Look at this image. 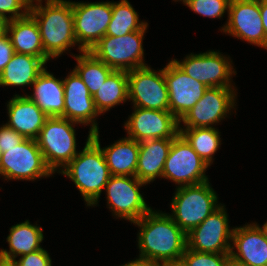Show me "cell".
<instances>
[{"label":"cell","mask_w":267,"mask_h":266,"mask_svg":"<svg viewBox=\"0 0 267 266\" xmlns=\"http://www.w3.org/2000/svg\"><path fill=\"white\" fill-rule=\"evenodd\" d=\"M209 180L196 185L176 188L171 202L172 215L169 216L187 234L200 225L221 205Z\"/></svg>","instance_id":"4"},{"label":"cell","mask_w":267,"mask_h":266,"mask_svg":"<svg viewBox=\"0 0 267 266\" xmlns=\"http://www.w3.org/2000/svg\"><path fill=\"white\" fill-rule=\"evenodd\" d=\"M78 49L90 51L106 35L112 18V2H72Z\"/></svg>","instance_id":"10"},{"label":"cell","mask_w":267,"mask_h":266,"mask_svg":"<svg viewBox=\"0 0 267 266\" xmlns=\"http://www.w3.org/2000/svg\"><path fill=\"white\" fill-rule=\"evenodd\" d=\"M128 75V99L134 107L169 111V94L164 68L152 70L150 66L133 69Z\"/></svg>","instance_id":"9"},{"label":"cell","mask_w":267,"mask_h":266,"mask_svg":"<svg viewBox=\"0 0 267 266\" xmlns=\"http://www.w3.org/2000/svg\"><path fill=\"white\" fill-rule=\"evenodd\" d=\"M0 266H14L11 262H4L0 260Z\"/></svg>","instance_id":"43"},{"label":"cell","mask_w":267,"mask_h":266,"mask_svg":"<svg viewBox=\"0 0 267 266\" xmlns=\"http://www.w3.org/2000/svg\"><path fill=\"white\" fill-rule=\"evenodd\" d=\"M146 183L136 176L111 175L104 189L109 209L116 217L131 223L142 218L152 208L148 207L139 188Z\"/></svg>","instance_id":"11"},{"label":"cell","mask_w":267,"mask_h":266,"mask_svg":"<svg viewBox=\"0 0 267 266\" xmlns=\"http://www.w3.org/2000/svg\"><path fill=\"white\" fill-rule=\"evenodd\" d=\"M26 138L6 125L0 127V149L11 148L21 144Z\"/></svg>","instance_id":"35"},{"label":"cell","mask_w":267,"mask_h":266,"mask_svg":"<svg viewBox=\"0 0 267 266\" xmlns=\"http://www.w3.org/2000/svg\"><path fill=\"white\" fill-rule=\"evenodd\" d=\"M9 121L5 125L27 139H37L49 118L26 95H15L7 104Z\"/></svg>","instance_id":"20"},{"label":"cell","mask_w":267,"mask_h":266,"mask_svg":"<svg viewBox=\"0 0 267 266\" xmlns=\"http://www.w3.org/2000/svg\"><path fill=\"white\" fill-rule=\"evenodd\" d=\"M63 84L65 94L64 118L85 125L91 123L90 132H97L99 128L96 123V116H99V112L96 110L93 97L81 77L73 69L63 80Z\"/></svg>","instance_id":"18"},{"label":"cell","mask_w":267,"mask_h":266,"mask_svg":"<svg viewBox=\"0 0 267 266\" xmlns=\"http://www.w3.org/2000/svg\"><path fill=\"white\" fill-rule=\"evenodd\" d=\"M174 139H152L139 142L136 177L148 184L163 175L164 164Z\"/></svg>","instance_id":"22"},{"label":"cell","mask_w":267,"mask_h":266,"mask_svg":"<svg viewBox=\"0 0 267 266\" xmlns=\"http://www.w3.org/2000/svg\"><path fill=\"white\" fill-rule=\"evenodd\" d=\"M14 266H52L51 258L43 248L33 253L22 255L21 258L11 261Z\"/></svg>","instance_id":"34"},{"label":"cell","mask_w":267,"mask_h":266,"mask_svg":"<svg viewBox=\"0 0 267 266\" xmlns=\"http://www.w3.org/2000/svg\"><path fill=\"white\" fill-rule=\"evenodd\" d=\"M229 60V57L210 50L195 55L191 53L181 62L173 59L182 71L207 87L232 88L230 80L236 72Z\"/></svg>","instance_id":"13"},{"label":"cell","mask_w":267,"mask_h":266,"mask_svg":"<svg viewBox=\"0 0 267 266\" xmlns=\"http://www.w3.org/2000/svg\"><path fill=\"white\" fill-rule=\"evenodd\" d=\"M45 64L46 62L39 57L15 52L10 62L0 74V85H32L40 73L45 69Z\"/></svg>","instance_id":"25"},{"label":"cell","mask_w":267,"mask_h":266,"mask_svg":"<svg viewBox=\"0 0 267 266\" xmlns=\"http://www.w3.org/2000/svg\"><path fill=\"white\" fill-rule=\"evenodd\" d=\"M231 242V259L247 266H267V239L257 223L234 228Z\"/></svg>","instance_id":"19"},{"label":"cell","mask_w":267,"mask_h":266,"mask_svg":"<svg viewBox=\"0 0 267 266\" xmlns=\"http://www.w3.org/2000/svg\"><path fill=\"white\" fill-rule=\"evenodd\" d=\"M59 173L69 177L84 197L87 206L97 205L102 189L111 177L99 141V131L91 133L83 150Z\"/></svg>","instance_id":"2"},{"label":"cell","mask_w":267,"mask_h":266,"mask_svg":"<svg viewBox=\"0 0 267 266\" xmlns=\"http://www.w3.org/2000/svg\"><path fill=\"white\" fill-rule=\"evenodd\" d=\"M260 14L267 39V0H259Z\"/></svg>","instance_id":"37"},{"label":"cell","mask_w":267,"mask_h":266,"mask_svg":"<svg viewBox=\"0 0 267 266\" xmlns=\"http://www.w3.org/2000/svg\"><path fill=\"white\" fill-rule=\"evenodd\" d=\"M229 227L225 206L221 204L200 225L187 233V248L208 253L230 254L234 228Z\"/></svg>","instance_id":"12"},{"label":"cell","mask_w":267,"mask_h":266,"mask_svg":"<svg viewBox=\"0 0 267 266\" xmlns=\"http://www.w3.org/2000/svg\"><path fill=\"white\" fill-rule=\"evenodd\" d=\"M101 150L111 175L136 176L139 142L126 137Z\"/></svg>","instance_id":"26"},{"label":"cell","mask_w":267,"mask_h":266,"mask_svg":"<svg viewBox=\"0 0 267 266\" xmlns=\"http://www.w3.org/2000/svg\"><path fill=\"white\" fill-rule=\"evenodd\" d=\"M1 158H2V151L0 149V162H1Z\"/></svg>","instance_id":"46"},{"label":"cell","mask_w":267,"mask_h":266,"mask_svg":"<svg viewBox=\"0 0 267 266\" xmlns=\"http://www.w3.org/2000/svg\"><path fill=\"white\" fill-rule=\"evenodd\" d=\"M138 13L128 2L121 0L112 2V18L107 27L106 35L121 37L130 32L141 30L148 23L139 21Z\"/></svg>","instance_id":"30"},{"label":"cell","mask_w":267,"mask_h":266,"mask_svg":"<svg viewBox=\"0 0 267 266\" xmlns=\"http://www.w3.org/2000/svg\"><path fill=\"white\" fill-rule=\"evenodd\" d=\"M133 224L140 227L139 257L148 259L159 266L180 263L187 247V234L169 214L151 209Z\"/></svg>","instance_id":"1"},{"label":"cell","mask_w":267,"mask_h":266,"mask_svg":"<svg viewBox=\"0 0 267 266\" xmlns=\"http://www.w3.org/2000/svg\"><path fill=\"white\" fill-rule=\"evenodd\" d=\"M164 77L169 94V111L180 121L208 87L187 75L173 60L164 67Z\"/></svg>","instance_id":"17"},{"label":"cell","mask_w":267,"mask_h":266,"mask_svg":"<svg viewBox=\"0 0 267 266\" xmlns=\"http://www.w3.org/2000/svg\"><path fill=\"white\" fill-rule=\"evenodd\" d=\"M9 20L0 15V38L7 34V25Z\"/></svg>","instance_id":"39"},{"label":"cell","mask_w":267,"mask_h":266,"mask_svg":"<svg viewBox=\"0 0 267 266\" xmlns=\"http://www.w3.org/2000/svg\"><path fill=\"white\" fill-rule=\"evenodd\" d=\"M226 266H247V265L238 263V262H236L235 260H233V259L230 258V259L228 260V263H227Z\"/></svg>","instance_id":"40"},{"label":"cell","mask_w":267,"mask_h":266,"mask_svg":"<svg viewBox=\"0 0 267 266\" xmlns=\"http://www.w3.org/2000/svg\"><path fill=\"white\" fill-rule=\"evenodd\" d=\"M74 124L79 123L62 117H49L36 139L46 165L53 173L58 167L64 168L78 154Z\"/></svg>","instance_id":"5"},{"label":"cell","mask_w":267,"mask_h":266,"mask_svg":"<svg viewBox=\"0 0 267 266\" xmlns=\"http://www.w3.org/2000/svg\"><path fill=\"white\" fill-rule=\"evenodd\" d=\"M53 172L46 165L37 140L25 139L21 144L4 148L0 162V175L7 180H36Z\"/></svg>","instance_id":"7"},{"label":"cell","mask_w":267,"mask_h":266,"mask_svg":"<svg viewBox=\"0 0 267 266\" xmlns=\"http://www.w3.org/2000/svg\"><path fill=\"white\" fill-rule=\"evenodd\" d=\"M148 24L141 30L116 37L105 35L90 50L100 61L116 71L129 72L148 66L144 63L142 40Z\"/></svg>","instance_id":"6"},{"label":"cell","mask_w":267,"mask_h":266,"mask_svg":"<svg viewBox=\"0 0 267 266\" xmlns=\"http://www.w3.org/2000/svg\"><path fill=\"white\" fill-rule=\"evenodd\" d=\"M10 234L7 237L9 251L0 250V260L11 262L17 256L33 253L42 249L40 243L43 241L42 228L30 224L29 220L16 224L11 227Z\"/></svg>","instance_id":"24"},{"label":"cell","mask_w":267,"mask_h":266,"mask_svg":"<svg viewBox=\"0 0 267 266\" xmlns=\"http://www.w3.org/2000/svg\"><path fill=\"white\" fill-rule=\"evenodd\" d=\"M230 254L194 251L186 247L180 264L182 266H226Z\"/></svg>","instance_id":"31"},{"label":"cell","mask_w":267,"mask_h":266,"mask_svg":"<svg viewBox=\"0 0 267 266\" xmlns=\"http://www.w3.org/2000/svg\"><path fill=\"white\" fill-rule=\"evenodd\" d=\"M32 95H26L48 117L64 118V84L63 80L56 79L46 68L40 73L35 82Z\"/></svg>","instance_id":"21"},{"label":"cell","mask_w":267,"mask_h":266,"mask_svg":"<svg viewBox=\"0 0 267 266\" xmlns=\"http://www.w3.org/2000/svg\"><path fill=\"white\" fill-rule=\"evenodd\" d=\"M27 4H28V6L30 7V6H32L33 5V3H34V1L35 0H24ZM41 1L42 0H36V4H37V2L38 3H41Z\"/></svg>","instance_id":"42"},{"label":"cell","mask_w":267,"mask_h":266,"mask_svg":"<svg viewBox=\"0 0 267 266\" xmlns=\"http://www.w3.org/2000/svg\"><path fill=\"white\" fill-rule=\"evenodd\" d=\"M29 8L24 0H0V15L9 21L26 16L29 13ZM7 13H11V16L7 17Z\"/></svg>","instance_id":"33"},{"label":"cell","mask_w":267,"mask_h":266,"mask_svg":"<svg viewBox=\"0 0 267 266\" xmlns=\"http://www.w3.org/2000/svg\"><path fill=\"white\" fill-rule=\"evenodd\" d=\"M14 53L15 51L11 39L8 34H6L0 38V74L12 59Z\"/></svg>","instance_id":"36"},{"label":"cell","mask_w":267,"mask_h":266,"mask_svg":"<svg viewBox=\"0 0 267 266\" xmlns=\"http://www.w3.org/2000/svg\"><path fill=\"white\" fill-rule=\"evenodd\" d=\"M29 14L38 25L43 49L49 59L60 56L69 47L77 44L72 2L46 0L45 6L34 3L29 8Z\"/></svg>","instance_id":"3"},{"label":"cell","mask_w":267,"mask_h":266,"mask_svg":"<svg viewBox=\"0 0 267 266\" xmlns=\"http://www.w3.org/2000/svg\"><path fill=\"white\" fill-rule=\"evenodd\" d=\"M233 88L208 87L202 98L179 121L185 128H207L223 120L235 106Z\"/></svg>","instance_id":"16"},{"label":"cell","mask_w":267,"mask_h":266,"mask_svg":"<svg viewBox=\"0 0 267 266\" xmlns=\"http://www.w3.org/2000/svg\"><path fill=\"white\" fill-rule=\"evenodd\" d=\"M208 166L179 133L172 141L162 177L172 180L179 187L201 184L208 181L205 175Z\"/></svg>","instance_id":"8"},{"label":"cell","mask_w":267,"mask_h":266,"mask_svg":"<svg viewBox=\"0 0 267 266\" xmlns=\"http://www.w3.org/2000/svg\"><path fill=\"white\" fill-rule=\"evenodd\" d=\"M230 0H190L186 5L195 13L209 18H220L229 10Z\"/></svg>","instance_id":"32"},{"label":"cell","mask_w":267,"mask_h":266,"mask_svg":"<svg viewBox=\"0 0 267 266\" xmlns=\"http://www.w3.org/2000/svg\"><path fill=\"white\" fill-rule=\"evenodd\" d=\"M7 34H10L8 36L16 53L39 57L46 63L50 60L45 55L38 25L29 13L22 18L10 20Z\"/></svg>","instance_id":"23"},{"label":"cell","mask_w":267,"mask_h":266,"mask_svg":"<svg viewBox=\"0 0 267 266\" xmlns=\"http://www.w3.org/2000/svg\"><path fill=\"white\" fill-rule=\"evenodd\" d=\"M121 266H159L155 263H153L152 261L145 259V258H141L138 257V259L134 260V261H130L124 265Z\"/></svg>","instance_id":"38"},{"label":"cell","mask_w":267,"mask_h":266,"mask_svg":"<svg viewBox=\"0 0 267 266\" xmlns=\"http://www.w3.org/2000/svg\"><path fill=\"white\" fill-rule=\"evenodd\" d=\"M163 266H182L180 263L166 264Z\"/></svg>","instance_id":"44"},{"label":"cell","mask_w":267,"mask_h":266,"mask_svg":"<svg viewBox=\"0 0 267 266\" xmlns=\"http://www.w3.org/2000/svg\"><path fill=\"white\" fill-rule=\"evenodd\" d=\"M96 110L105 113L128 99V75L126 71L114 70L98 91L92 96Z\"/></svg>","instance_id":"27"},{"label":"cell","mask_w":267,"mask_h":266,"mask_svg":"<svg viewBox=\"0 0 267 266\" xmlns=\"http://www.w3.org/2000/svg\"><path fill=\"white\" fill-rule=\"evenodd\" d=\"M177 1H179V0H177ZM180 1H183V3L186 5L190 0H180Z\"/></svg>","instance_id":"45"},{"label":"cell","mask_w":267,"mask_h":266,"mask_svg":"<svg viewBox=\"0 0 267 266\" xmlns=\"http://www.w3.org/2000/svg\"><path fill=\"white\" fill-rule=\"evenodd\" d=\"M128 138L137 142L152 139H174L180 122L170 111L135 107L124 124Z\"/></svg>","instance_id":"14"},{"label":"cell","mask_w":267,"mask_h":266,"mask_svg":"<svg viewBox=\"0 0 267 266\" xmlns=\"http://www.w3.org/2000/svg\"><path fill=\"white\" fill-rule=\"evenodd\" d=\"M179 133L186 139L194 151L210 166L213 154L221 145L220 133L214 127L181 128Z\"/></svg>","instance_id":"29"},{"label":"cell","mask_w":267,"mask_h":266,"mask_svg":"<svg viewBox=\"0 0 267 266\" xmlns=\"http://www.w3.org/2000/svg\"><path fill=\"white\" fill-rule=\"evenodd\" d=\"M74 57L77 61V66L74 70L81 77L89 93L93 96L114 70L100 61L90 51H82L81 54L74 55Z\"/></svg>","instance_id":"28"},{"label":"cell","mask_w":267,"mask_h":266,"mask_svg":"<svg viewBox=\"0 0 267 266\" xmlns=\"http://www.w3.org/2000/svg\"><path fill=\"white\" fill-rule=\"evenodd\" d=\"M258 227L262 231V233L265 236V238L267 239V222L265 224H263L262 228L260 226H258Z\"/></svg>","instance_id":"41"},{"label":"cell","mask_w":267,"mask_h":266,"mask_svg":"<svg viewBox=\"0 0 267 266\" xmlns=\"http://www.w3.org/2000/svg\"><path fill=\"white\" fill-rule=\"evenodd\" d=\"M228 17L223 32L267 49L259 0H230Z\"/></svg>","instance_id":"15"}]
</instances>
